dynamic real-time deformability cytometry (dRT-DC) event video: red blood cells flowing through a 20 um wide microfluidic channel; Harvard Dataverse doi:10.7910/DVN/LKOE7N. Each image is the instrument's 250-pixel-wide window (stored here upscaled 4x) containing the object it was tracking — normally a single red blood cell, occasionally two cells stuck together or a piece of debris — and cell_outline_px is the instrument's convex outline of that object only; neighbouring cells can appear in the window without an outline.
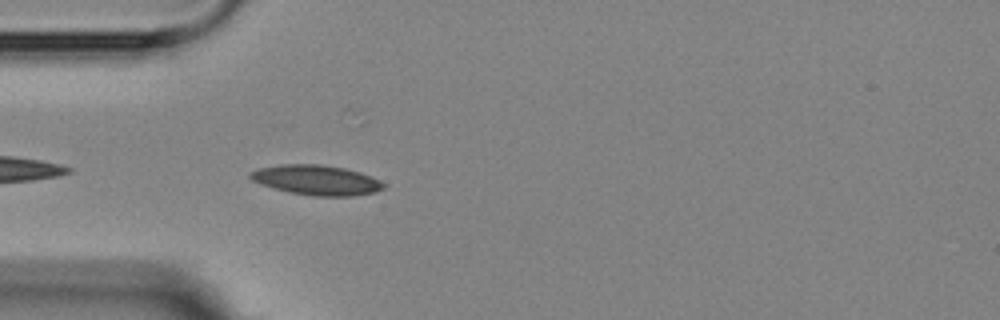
{"species": "Egyptian fruit bat (a non-hibernating species)", "species_latin": "Rousettus aegyptiacus", "temperature_condition": "room temperature", "stored_images_in_passage": 4, "camera_frame_rate_fps": 3000, "um_per_image_px": 0.085, "animal": {"sex": "female"}, "frame": {"image": 1, "passage_image": 4, "time_ms": 4.333, "image_size_px": [1000, 320], "cell_outline_px": [[384, 188], [376, 192], [352, 196], [312, 196], [292, 192], [260, 184], [252, 180], [248, 176], [252, 172], [260, 168], [280, 164], [320, 164], [344, 168], [360, 172], [380, 180], [384, 184]], "centroid_in_image_um": [26.93, 15.3], "position_along_channel_um": 58.1, "area_um2": 23.06}}